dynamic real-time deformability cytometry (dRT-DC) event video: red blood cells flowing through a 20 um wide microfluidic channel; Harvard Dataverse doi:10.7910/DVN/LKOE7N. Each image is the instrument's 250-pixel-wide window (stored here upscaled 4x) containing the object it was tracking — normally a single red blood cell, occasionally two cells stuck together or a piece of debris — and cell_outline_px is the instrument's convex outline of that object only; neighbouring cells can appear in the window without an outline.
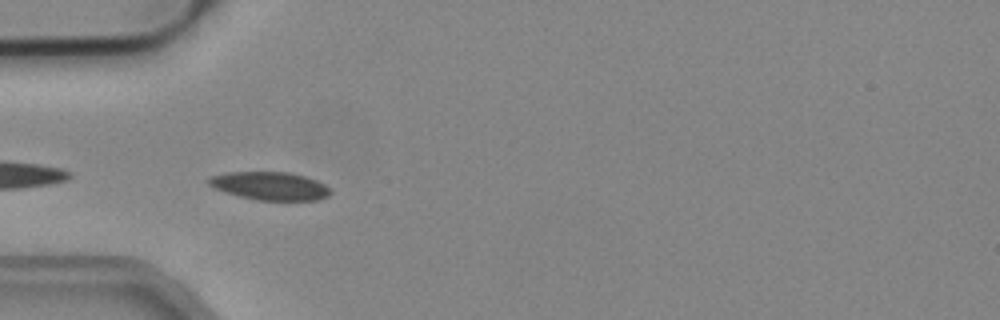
{"species": "common noctule bat (a hibernating species)", "species_latin": "Nyctalus noctula", "temperature_condition": "cold", "stored_images_in_passage": 6, "camera_frame_rate_fps": 3000, "um_per_image_px": 0.085, "animal": {"sex": "male", "body_mass_g": 19.2, "forearm_length_mm": 51.8}, "frame": {"image": 1, "passage_image": 2, "time_ms": 0.333, "image_size_px": [1000, 320], "cell_outline_px": [[332, 192], [328, 196], [316, 200], [256, 200], [240, 196], [216, 188], [208, 184], [204, 180], [208, 176], [224, 172], [288, 172], [304, 176], [316, 180], [324, 184]], "centroid_in_image_um": [22.9, 15.79], "position_along_channel_um": 62.1, "area_um2": 19.94}}